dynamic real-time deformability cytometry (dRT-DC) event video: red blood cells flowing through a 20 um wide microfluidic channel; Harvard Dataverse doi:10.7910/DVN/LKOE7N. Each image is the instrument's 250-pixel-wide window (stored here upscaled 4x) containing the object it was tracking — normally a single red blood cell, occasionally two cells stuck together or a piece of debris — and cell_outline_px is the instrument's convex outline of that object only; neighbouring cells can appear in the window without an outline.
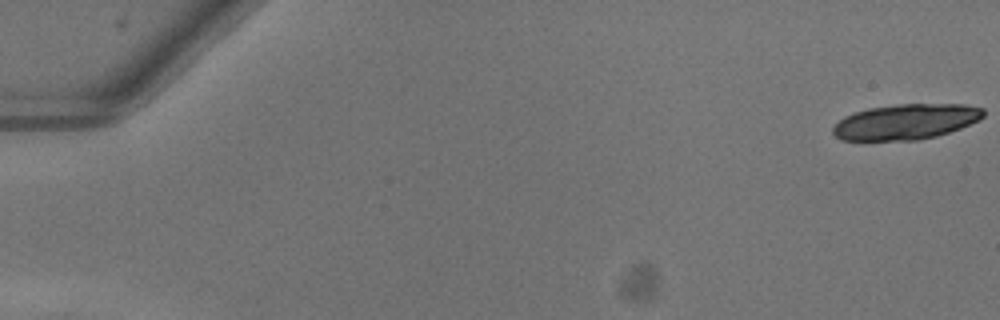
{"species": "common noctule bat (a hibernating species)", "species_latin": "Nyctalus noctula", "temperature_condition": "warm", "stored_images_in_passage": 20, "camera_frame_rate_fps": 3000, "um_per_image_px": 0.085, "animal": {"sex": "female"}, "frame": {"image": 1, "passage_image": 1, "time_ms": 0.0, "image_size_px": [1000, 320], "cell_outline_px": [[984, 116], [980, 120], [960, 128], [936, 136], [916, 140], [840, 140], [832, 132], [832, 128], [844, 116], [868, 108], [896, 104], [964, 104], [984, 108]], "centroid_in_image_um": [77.01, 10.34], "position_along_channel_um": 8.0, "area_um2": 31.04}}